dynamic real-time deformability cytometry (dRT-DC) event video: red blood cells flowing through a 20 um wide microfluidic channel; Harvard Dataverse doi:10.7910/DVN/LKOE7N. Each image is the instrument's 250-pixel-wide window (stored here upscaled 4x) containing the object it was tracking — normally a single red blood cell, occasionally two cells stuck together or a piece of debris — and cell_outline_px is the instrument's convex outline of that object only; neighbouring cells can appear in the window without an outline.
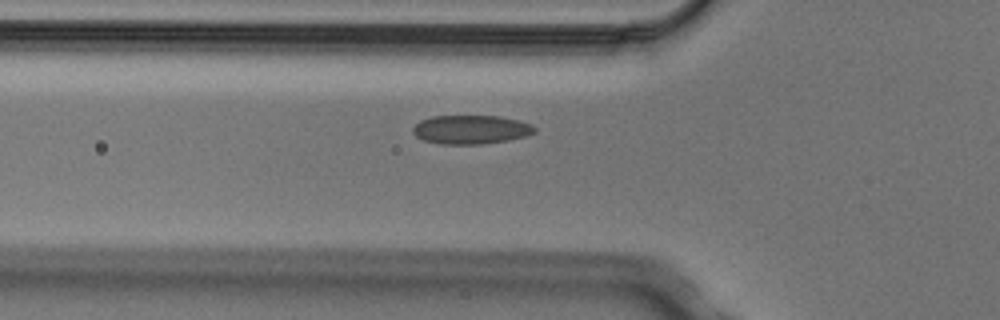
{"species": "Egyptian fruit bat (a non-hibernating species)", "species_latin": "Rousettus aegyptiacus", "temperature_condition": "cold", "stored_images_in_passage": 6, "camera_frame_rate_fps": 3000, "um_per_image_px": 0.085, "animal": {"sex": "male"}, "frame": {"image": 1, "passage_image": 6, "time_ms": 1.667, "image_size_px": [1000, 320], "cell_outline_px": [[536, 132], [528, 136], [508, 140], [480, 144], [440, 144], [424, 140], [416, 136], [412, 132], [412, 128], [420, 120], [432, 116], [500, 116], [532, 124], [536, 128]], "centroid_in_image_um": [40.04, 11.01], "position_along_channel_um": 85.8, "area_um2": 20.52}}